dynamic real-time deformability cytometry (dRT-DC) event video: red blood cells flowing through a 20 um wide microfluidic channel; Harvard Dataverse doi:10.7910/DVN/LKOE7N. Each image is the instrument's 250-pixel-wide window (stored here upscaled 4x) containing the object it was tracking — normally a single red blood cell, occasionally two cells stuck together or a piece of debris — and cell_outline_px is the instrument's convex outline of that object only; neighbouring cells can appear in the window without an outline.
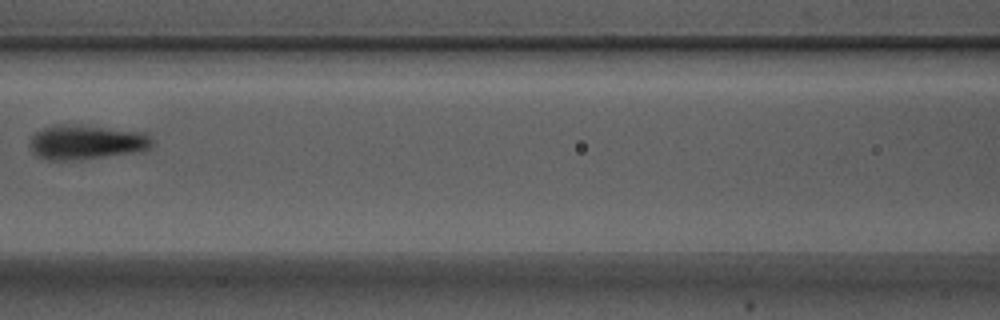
{"species": "Egyptian fruit bat (a non-hibernating species)", "species_latin": "Rousettus aegyptiacus", "temperature_condition": "warm", "stored_images_in_passage": 6, "camera_frame_rate_fps": 3000, "um_per_image_px": 0.085, "animal": {"sex": "male"}, "frame": {"image": 1, "passage_image": 5, "time_ms": 1.333, "image_size_px": [1000, 320], "cell_outline_px": [[152, 148], [144, 152], [72, 160], [48, 160], [40, 156], [32, 148], [32, 136], [36, 132], [44, 128], [56, 124], [80, 124], [152, 132]], "centroid_in_image_um": [7.51, 12.06], "position_along_channel_um": 159.1, "area_um2": 25.09}}
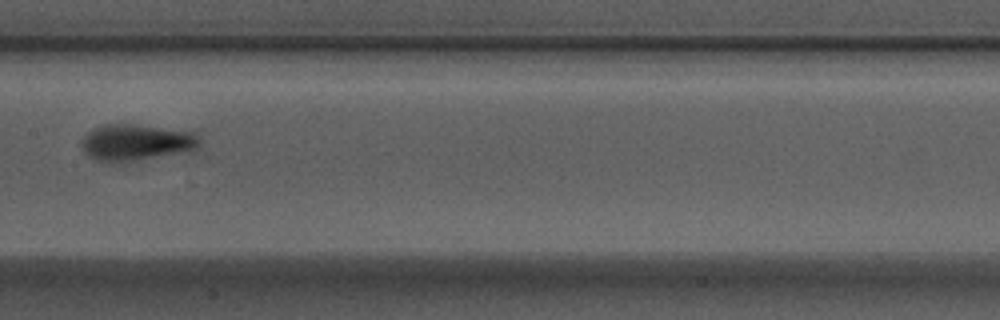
{"frame": {"image": 2, "passage_image": 6, "time_ms": 1.667, "image_size_px": [1000, 320], "cell_outline_px": [[200, 144], [196, 148], [180, 152], [124, 164], [104, 164], [88, 156], [84, 152], [80, 144], [80, 140], [88, 132], [100, 124], [132, 124], [192, 132], [200, 140]], "centroid_in_image_um": [11.45, 12.15], "position_along_channel_um": 196.0, "area_um2": 25.43}}